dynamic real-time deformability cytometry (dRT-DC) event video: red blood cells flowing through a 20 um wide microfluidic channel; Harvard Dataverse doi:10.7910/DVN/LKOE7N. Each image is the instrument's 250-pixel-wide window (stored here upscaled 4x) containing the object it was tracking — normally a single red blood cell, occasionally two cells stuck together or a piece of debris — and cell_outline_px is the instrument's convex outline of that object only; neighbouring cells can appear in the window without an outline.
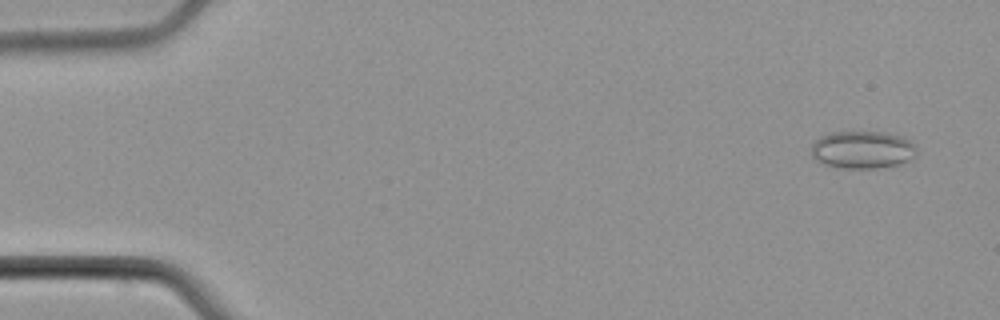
{"species": "common noctule bat (a hibernating species)", "species_latin": "Nyctalus noctula", "temperature_condition": "cold", "stored_images_in_passage": 4, "camera_frame_rate_fps": 3000, "um_per_image_px": 0.085, "animal": {"sex": "male", "body_mass_g": 21.5, "forearm_length_mm": 52.0}, "frame": {"image": 1, "passage_image": 1, "time_ms": 0.0, "image_size_px": [1000, 320], "cell_outline_px": [[916, 156], [900, 164], [884, 168], [836, 168], [824, 164], [816, 160], [812, 156], [812, 144], [820, 136], [832, 132], [884, 132], [900, 136], [916, 144]], "centroid_in_image_um": [73.32, 12.74], "position_along_channel_um": 11.7, "area_um2": 23.29}}